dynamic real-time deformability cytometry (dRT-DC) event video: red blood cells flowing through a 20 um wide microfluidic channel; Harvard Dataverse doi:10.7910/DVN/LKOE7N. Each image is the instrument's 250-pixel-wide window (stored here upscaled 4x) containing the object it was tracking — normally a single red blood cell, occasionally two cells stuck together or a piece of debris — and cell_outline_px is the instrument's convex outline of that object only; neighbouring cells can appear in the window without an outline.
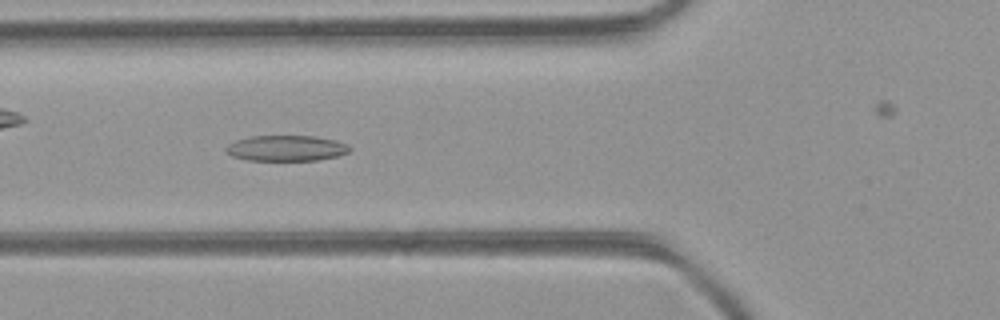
{"species": "common noctule bat (a hibernating species)", "species_latin": "Nyctalus noctula", "temperature_condition": "room temperature", "stored_images_in_passage": 38, "camera_frame_rate_fps": 3000, "um_per_image_px": 0.085, "animal": {"sex": "female", "body_mass_g": 21.9}, "frame": {"image": 1, "passage_image": 14, "time_ms": 4.333, "image_size_px": [1000, 320], "cell_outline_px": [[352, 148], [348, 152], [340, 156], [316, 160], [248, 160], [232, 156], [224, 152], [224, 148], [228, 144], [236, 140], [252, 136], [312, 136], [336, 140], [348, 144]], "centroid_in_image_um": [24.33, 12.6], "position_along_channel_um": 101.5, "area_um2": 18.61}}
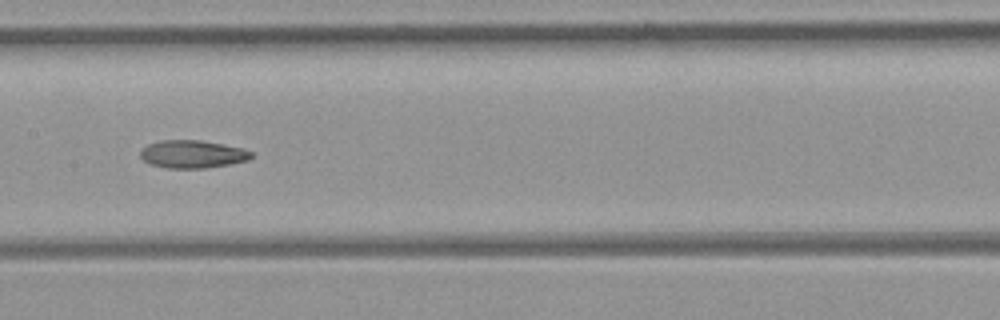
{"frame": {"image": 2, "passage_image": 20, "time_ms": 6.333, "image_size_px": [1000, 320], "cell_outline_px": [[252, 156], [248, 160], [228, 164], [204, 168], [168, 168], [152, 164], [144, 160], [140, 156], [140, 148], [148, 144], [160, 140], [200, 140], [244, 148], [252, 152]], "centroid_in_image_um": [16.34, 13.09], "position_along_channel_um": 191.1, "area_um2": 17.92}}
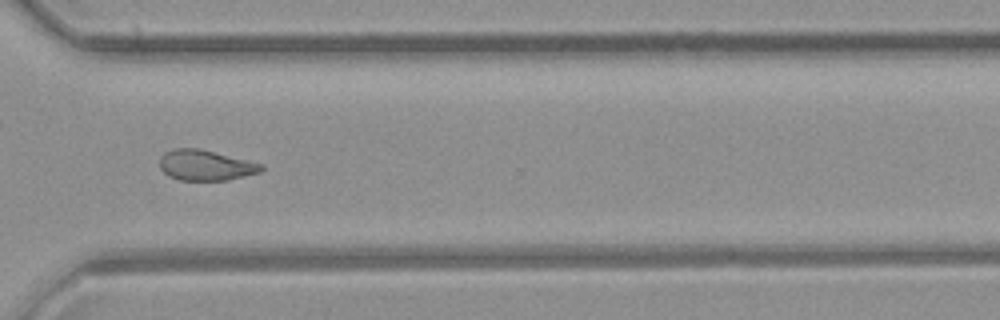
{"frame": {"image": 3, "passage_image": 31, "time_ms": 10.0, "image_size_px": [1000, 320], "cell_outline_px": [[264, 168], [260, 172], [228, 180], [180, 180], [168, 176], [160, 168], [160, 156], [164, 152], [176, 148], [200, 148], [264, 164]], "centroid_in_image_um": [17.47, 14.04], "position_along_channel_um": 353.1, "area_um2": 18.15}}